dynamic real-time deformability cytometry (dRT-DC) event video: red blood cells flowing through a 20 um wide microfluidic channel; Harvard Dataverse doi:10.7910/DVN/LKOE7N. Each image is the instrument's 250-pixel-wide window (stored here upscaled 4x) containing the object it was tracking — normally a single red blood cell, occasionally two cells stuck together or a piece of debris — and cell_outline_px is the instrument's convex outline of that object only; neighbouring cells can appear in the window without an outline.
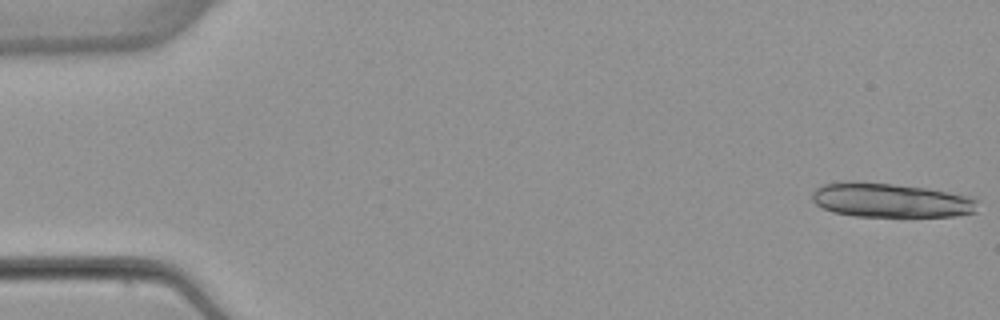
{"species": "common noctule bat (a hibernating species)", "species_latin": "Nyctalus noctula", "temperature_condition": "warm", "stored_images_in_passage": 15, "camera_frame_rate_fps": 3000, "um_per_image_px": 0.085, "animal": {"sex": "female", "body_mass_g": 22.7, "forearm_length_mm": 54.2}, "frame": {"image": 1, "passage_image": 1, "time_ms": 0.0, "image_size_px": [1000, 320], "cell_outline_px": [[980, 200], [976, 212], [956, 216], [856, 216], [832, 212], [816, 204], [812, 200], [812, 192], [816, 188], [824, 184], [892, 184], [928, 188], [972, 196]], "centroid_in_image_um": [75.84, 17.06], "position_along_channel_um": 9.2, "area_um2": 32.43}}